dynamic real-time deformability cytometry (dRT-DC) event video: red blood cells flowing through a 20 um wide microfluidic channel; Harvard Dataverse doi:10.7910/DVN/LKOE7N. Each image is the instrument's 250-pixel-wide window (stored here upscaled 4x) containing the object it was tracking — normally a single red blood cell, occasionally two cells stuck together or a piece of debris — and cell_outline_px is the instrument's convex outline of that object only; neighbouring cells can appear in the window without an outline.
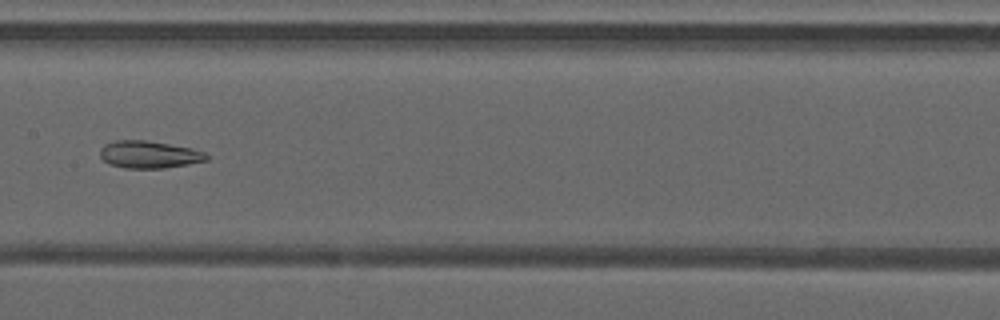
{"species": "common noctule bat (a hibernating species)", "species_latin": "Nyctalus noctula", "temperature_condition": "warm", "stored_images_in_passage": 49, "camera_frame_rate_fps": 3000, "um_per_image_px": 0.085, "animal": {"sex": "male", "forearm_length_mm": 52.5}, "frame": {"image": 1, "passage_image": 26, "time_ms": 8.333, "image_size_px": [1000, 320], "cell_outline_px": [[208, 160], [188, 164], [164, 168], [124, 168], [108, 164], [100, 156], [100, 148], [104, 144], [116, 140], [144, 140], [192, 148], [204, 152], [208, 156]], "centroid_in_image_um": [12.65, 13.14], "position_along_channel_um": 194.8, "area_um2": 16.94}}
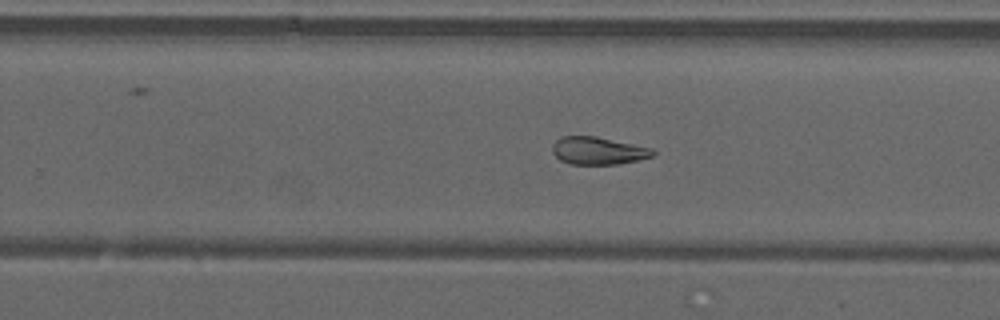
{"frame": {"image": 2, "passage_image": 32, "time_ms": 10.333, "image_size_px": [1000, 320], "cell_outline_px": [[656, 152], [652, 156], [636, 160], [616, 164], [568, 164], [560, 160], [552, 152], [552, 144], [560, 136], [596, 136], [652, 148]], "centroid_in_image_um": [50.8, 12.8], "position_along_channel_um": 279.0, "area_um2": 16.13}}
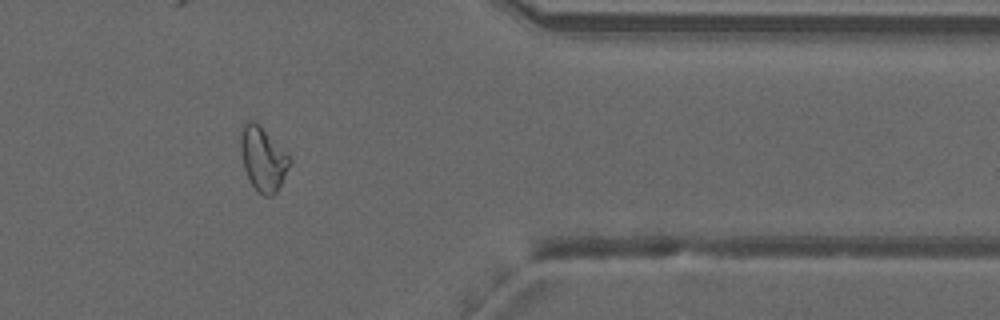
{"frame": {"image": 3, "passage_image": 41, "time_ms": 13.333, "image_size_px": [1000, 320], "cell_outline_px": [[292, 160], [276, 192], [272, 196], [264, 196], [256, 192], [244, 168], [240, 148], [240, 132], [244, 120], [252, 120], [260, 124], [288, 152]], "centroid_in_image_um": [22.35, 13.45], "position_along_channel_um": 389.1, "area_um2": 18.61}, "authors_computed_cell_mechanics": {"area_um2": 21.386, "velocity_mm_per_s": 4.2394, "shape_relaxation_time_tau1_ms": null, "shape_relaxation_time_tau2_ms": 2.5879, "deformation_change_tau1": null, "deformation_change_tau2": 0.1008}}